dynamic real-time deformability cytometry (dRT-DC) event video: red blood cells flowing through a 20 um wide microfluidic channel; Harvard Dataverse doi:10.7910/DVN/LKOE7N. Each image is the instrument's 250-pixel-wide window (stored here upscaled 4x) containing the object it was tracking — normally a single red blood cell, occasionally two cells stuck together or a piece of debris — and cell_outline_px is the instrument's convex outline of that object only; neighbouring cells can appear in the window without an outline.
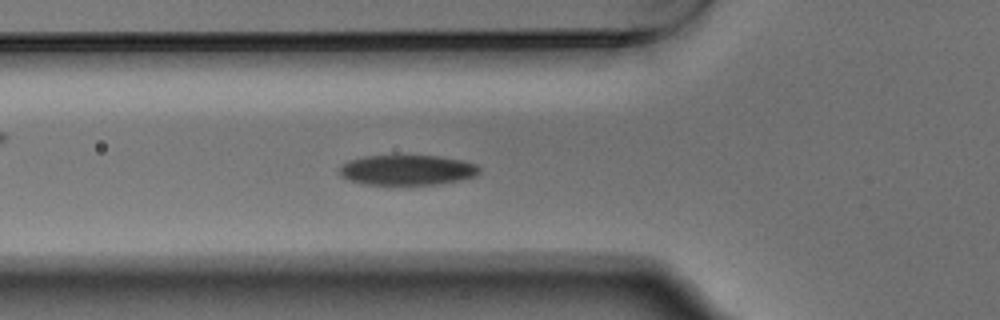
{"species": "Egyptian fruit bat (a non-hibernating species)", "species_latin": "Rousettus aegyptiacus", "temperature_condition": "warm", "stored_images_in_passage": 49, "camera_frame_rate_fps": 3000, "um_per_image_px": 0.085, "animal": {"sex": "male"}, "frame": {"image": 1, "passage_image": 13, "time_ms": 4.0, "image_size_px": [1000, 320], "cell_outline_px": [[480, 172], [476, 176], [460, 180], [436, 184], [364, 184], [348, 180], [340, 176], [336, 172], [336, 168], [340, 164], [348, 160], [364, 156], [440, 156], [464, 160], [476, 164], [480, 168]], "centroid_in_image_um": [34.55, 14.44], "position_along_channel_um": 91.2, "area_um2": 24.91}}
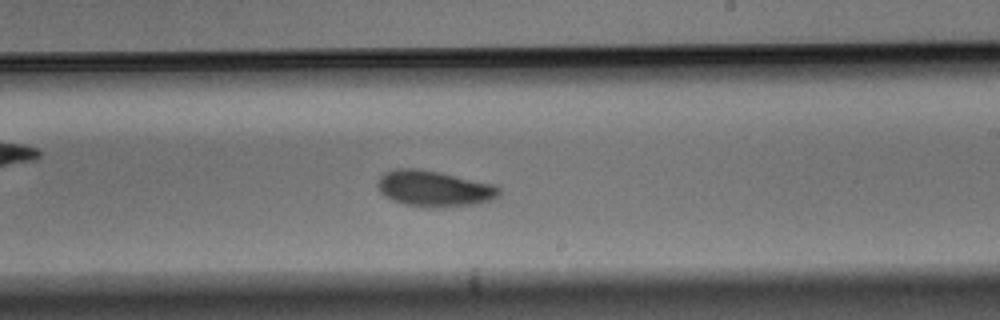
{"frame": {"image": 2, "passage_image": 26, "time_ms": 8.333, "image_size_px": [1000, 320], "cell_outline_px": [[500, 196], [492, 200], [476, 204], [432, 208], [424, 208], [404, 204], [392, 200], [380, 192], [376, 184], [380, 176], [384, 172], [396, 168], [420, 168], [440, 172], [496, 184], [500, 188]], "centroid_in_image_um": [36.91, 16.03], "position_along_channel_um": 252.1, "area_um2": 25.95}}
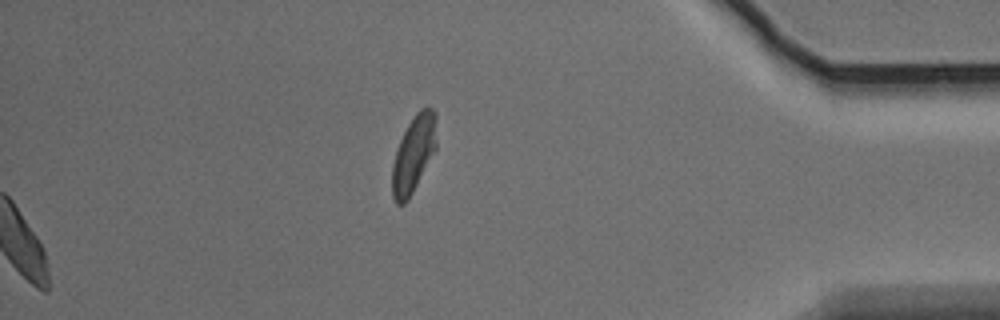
{"frame": {"image": 3, "passage_image": 49, "time_ms": 16.0, "image_size_px": [1000, 320], "cell_outline_px": [[436, 148], [408, 200], [404, 204], [396, 204], [392, 196], [392, 164], [396, 148], [408, 124], [416, 112], [420, 108], [432, 108], [436, 112]], "centroid_in_image_um": [35.14, 13.08], "position_along_channel_um": 400.1, "area_um2": 19.77}, "authors_computed_cell_mechanics": {"area_um2": 24.565, "velocity_mm_per_s": 3.7051, "shape_relaxation_time_tau1_ms": 2.3072, "shape_relaxation_time_tau2_ms": 10.2414, "deformation_change_tau1": 0.1031, "deformation_change_tau2": 0.1613}}